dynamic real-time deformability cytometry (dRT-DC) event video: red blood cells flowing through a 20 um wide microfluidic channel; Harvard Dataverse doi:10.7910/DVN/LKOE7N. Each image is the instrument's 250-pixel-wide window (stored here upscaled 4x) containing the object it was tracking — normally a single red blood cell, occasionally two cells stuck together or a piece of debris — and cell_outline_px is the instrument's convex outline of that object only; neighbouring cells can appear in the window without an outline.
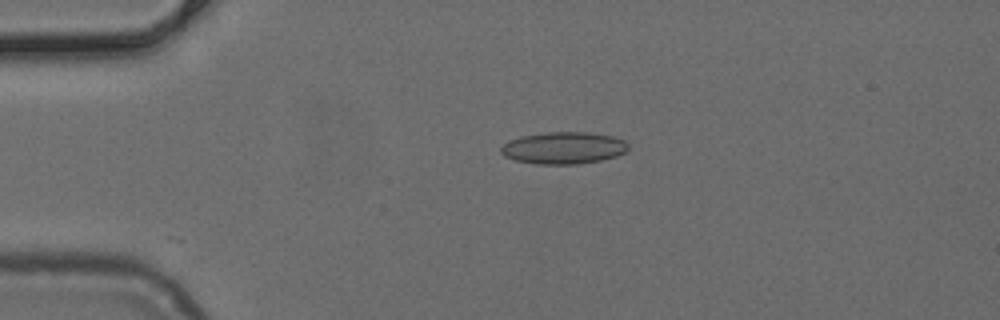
{"species": "common noctule bat (a hibernating species)", "species_latin": "Nyctalus noctula", "temperature_condition": "cold", "stored_images_in_passage": 6, "camera_frame_rate_fps": 3000, "um_per_image_px": 0.085, "animal": {"sex": "female", "body_mass_g": 24.6, "forearm_length_mm": 56.2}, "frame": {"image": 1, "passage_image": 1, "time_ms": 0.0, "image_size_px": [1000, 320], "cell_outline_px": [[628, 148], [624, 152], [616, 156], [600, 160], [580, 164], [536, 164], [516, 160], [504, 156], [500, 152], [500, 148], [508, 140], [520, 136], [544, 132], [592, 132], [612, 136], [624, 140], [628, 144]], "centroid_in_image_um": [47.88, 12.56], "position_along_channel_um": 37.1, "area_um2": 23.87}}